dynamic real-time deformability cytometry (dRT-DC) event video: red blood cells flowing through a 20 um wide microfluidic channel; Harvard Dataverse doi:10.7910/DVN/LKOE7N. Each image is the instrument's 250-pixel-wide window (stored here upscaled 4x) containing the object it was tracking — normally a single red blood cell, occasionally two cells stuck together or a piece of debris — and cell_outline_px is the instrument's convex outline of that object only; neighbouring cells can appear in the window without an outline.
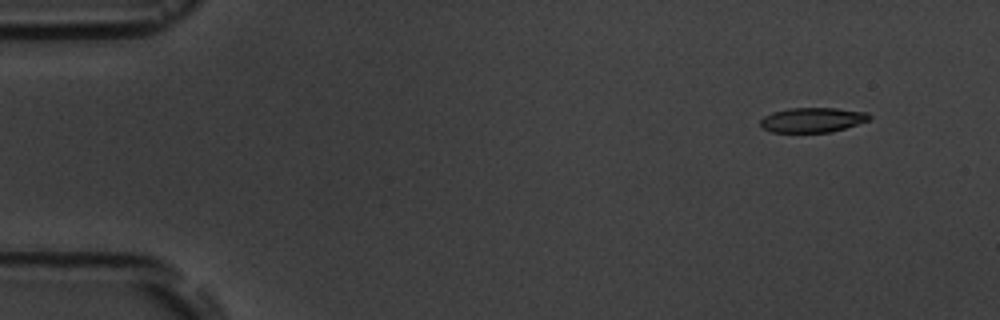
{"species": "common noctule bat (a hibernating species)", "species_latin": "Nyctalus noctula", "temperature_condition": "room temperature", "stored_images_in_passage": 9, "camera_frame_rate_fps": 3000, "um_per_image_px": 0.085, "animal": {"sex": "male", "body_mass_g": 19.5, "forearm_length_mm": 54.6}, "frame": {"image": 1, "passage_image": 1, "time_ms": 0.0, "image_size_px": [1000, 320], "cell_outline_px": [[872, 116], [868, 120], [832, 132], [772, 132], [760, 128], [760, 120], [764, 116], [772, 112], [788, 108], [836, 108], [868, 112]], "centroid_in_image_um": [69.02, 10.19], "position_along_channel_um": 16.0, "area_um2": 15.78}}
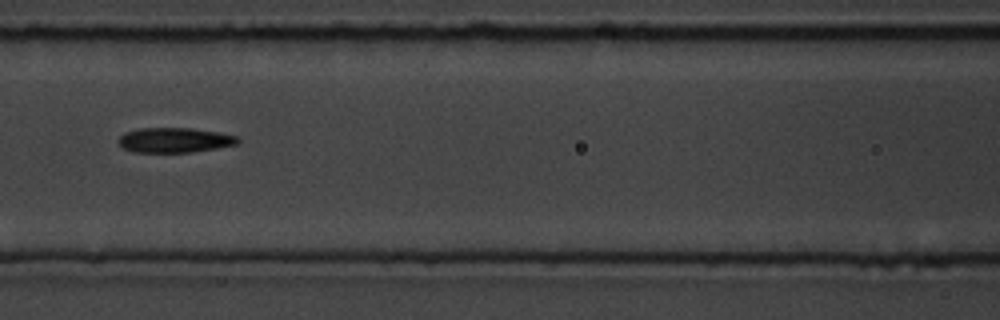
{"frame": {"image": 2, "passage_image": 6, "time_ms": 6.667, "image_size_px": [1000, 320], "cell_outline_px": [[240, 140], [236, 144], [216, 148], [192, 152], [132, 152], [124, 148], [120, 144], [120, 136], [124, 132], [140, 128], [192, 128], [220, 132], [236, 136]], "centroid_in_image_um": [14.84, 11.9], "position_along_channel_um": 151.8, "area_um2": 17.22}}
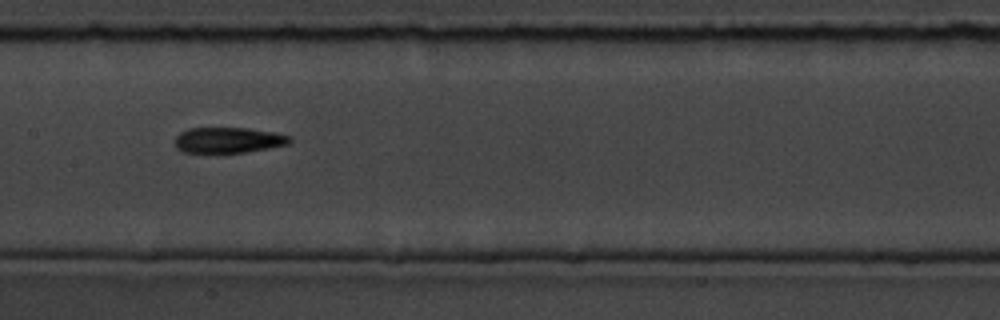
{"frame": {"image": 3, "passage_image": 7, "time_ms": 7.667, "image_size_px": [1000, 320], "cell_outline_px": [[292, 140], [288, 144], [268, 148], [244, 152], [184, 152], [176, 148], [176, 136], [180, 132], [188, 128], [248, 128], [272, 132], [292, 136]], "centroid_in_image_um": [19.41, 11.9], "position_along_channel_um": 188.0, "area_um2": 16.99}}